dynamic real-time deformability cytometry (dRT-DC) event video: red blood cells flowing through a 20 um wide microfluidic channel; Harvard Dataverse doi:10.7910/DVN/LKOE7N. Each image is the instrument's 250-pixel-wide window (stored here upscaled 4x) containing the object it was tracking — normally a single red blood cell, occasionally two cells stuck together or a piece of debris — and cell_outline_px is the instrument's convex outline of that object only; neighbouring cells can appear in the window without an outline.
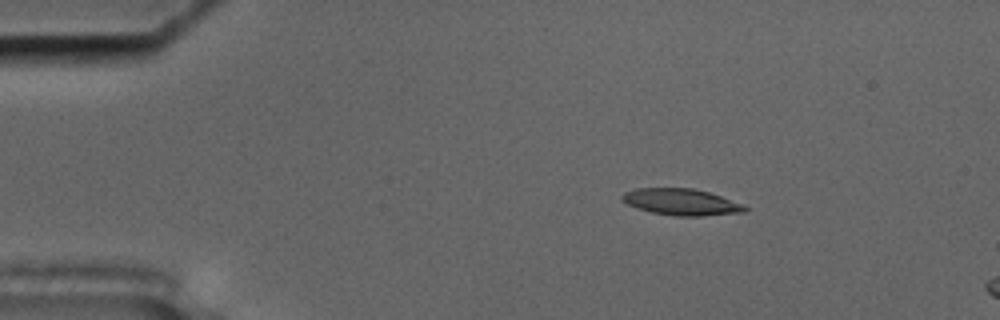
{"species": "common noctule bat (a hibernating species)", "species_latin": "Nyctalus noctula", "temperature_condition": "cold", "stored_images_in_passage": 16, "camera_frame_rate_fps": 3000, "um_per_image_px": 0.085, "animal": {"sex": "male", "body_mass_g": 17.5, "forearm_length_mm": 52.3}, "frame": {"image": 1, "passage_image": 10, "time_ms": 3.0, "image_size_px": [1000, 320], "cell_outline_px": [[748, 208], [744, 212], [704, 216], [676, 216], [652, 212], [636, 208], [620, 200], [620, 196], [624, 192], [636, 188], [692, 188], [708, 192], [744, 204]], "centroid_in_image_um": [57.89, 17.17], "position_along_channel_um": 27.1, "area_um2": 19.02}}